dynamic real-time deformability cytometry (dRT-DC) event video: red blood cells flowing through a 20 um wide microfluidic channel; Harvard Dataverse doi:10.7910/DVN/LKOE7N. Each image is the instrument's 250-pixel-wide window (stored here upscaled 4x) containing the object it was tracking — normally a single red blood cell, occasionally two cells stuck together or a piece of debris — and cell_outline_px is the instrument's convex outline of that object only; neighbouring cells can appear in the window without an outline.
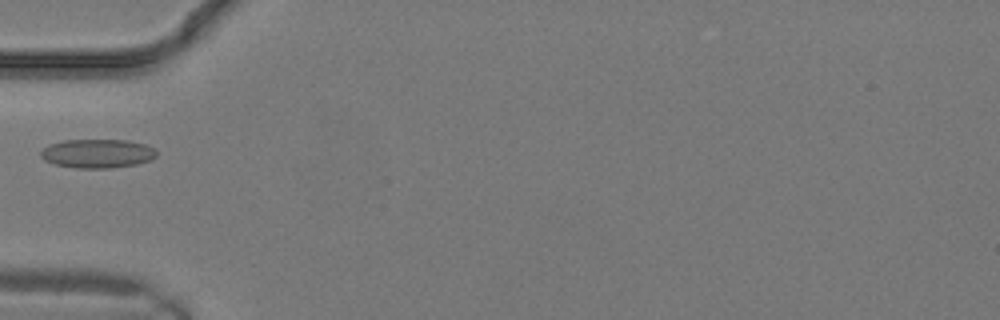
{"species": "common noctule bat (a hibernating species)", "species_latin": "Nyctalus noctula", "temperature_condition": "warm", "stored_images_in_passage": 6, "camera_frame_rate_fps": 3000, "um_per_image_px": 0.085, "animal": {"sex": "male", "body_mass_g": 19.2, "forearm_length_mm": 51.8}, "frame": {"image": 1, "passage_image": 2, "time_ms": 0.333, "image_size_px": [1000, 320], "cell_outline_px": [[156, 156], [152, 160], [136, 164], [112, 168], [76, 168], [56, 164], [44, 160], [40, 156], [40, 152], [48, 144], [64, 140], [128, 140], [144, 144], [152, 148], [156, 152]], "centroid_in_image_um": [8.26, 13.05], "position_along_channel_um": 76.7, "area_um2": 19.48}}
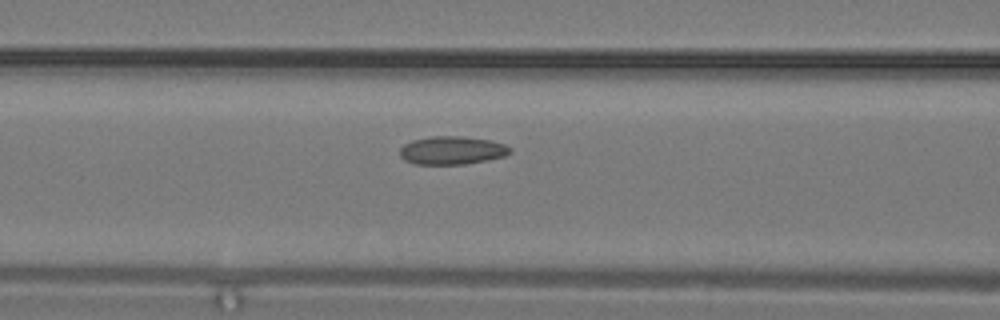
{"frame": {"image": 2, "passage_image": 4, "time_ms": 1.0, "image_size_px": [1000, 320], "cell_outline_px": [[512, 152], [504, 156], [488, 160], [464, 164], [416, 164], [404, 160], [400, 156], [400, 148], [404, 144], [412, 140], [432, 136], [460, 136], [492, 140], [504, 144], [512, 148]], "centroid_in_image_um": [38.43, 12.78], "position_along_channel_um": 128.2, "area_um2": 18.21}}
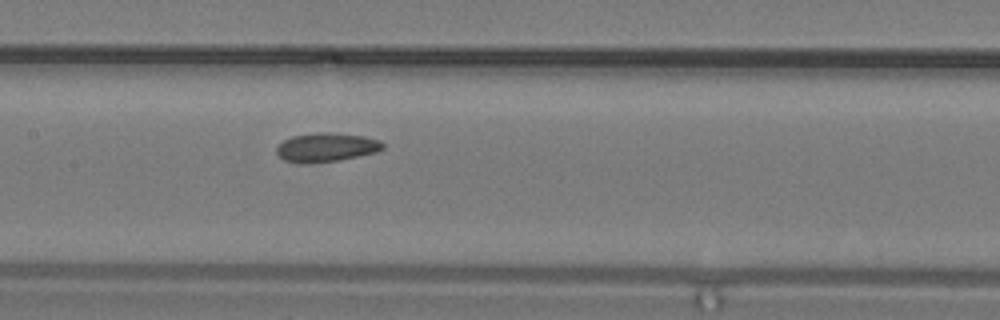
{"frame": {"image": 3, "passage_image": 6, "time_ms": 1.667, "image_size_px": [1000, 320], "cell_outline_px": [[384, 148], [376, 152], [340, 160], [304, 164], [284, 160], [276, 152], [276, 148], [284, 140], [292, 136], [316, 132], [332, 132], [364, 136], [380, 140], [384, 144]], "centroid_in_image_um": [27.74, 12.52], "position_along_channel_um": 179.7, "area_um2": 17.98}}